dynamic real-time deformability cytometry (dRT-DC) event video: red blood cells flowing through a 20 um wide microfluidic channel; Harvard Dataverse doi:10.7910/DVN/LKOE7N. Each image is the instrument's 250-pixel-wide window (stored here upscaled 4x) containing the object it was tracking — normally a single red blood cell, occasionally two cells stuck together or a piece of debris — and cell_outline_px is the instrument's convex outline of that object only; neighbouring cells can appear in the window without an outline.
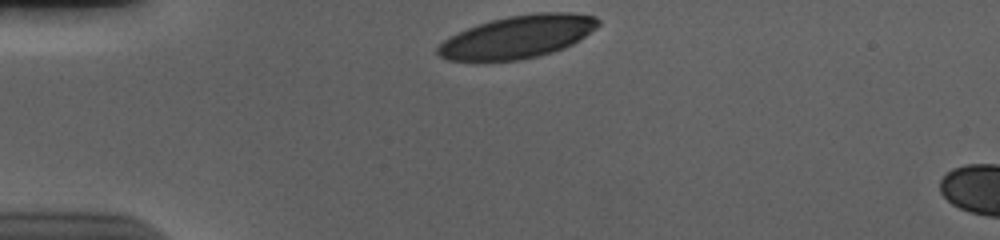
{"species": "human", "species_latin": "Homo sapiens", "temperature_condition": "cold", "stored_images_in_passage": 6, "camera_frame_rate_fps": 3000, "um_per_image_px": 0.085, "donor": {"sex": "male"}, "frame": {"image": 1, "passage_image": 1, "time_ms": 0.0, "image_size_px": [1000, 240], "cell_outline_px": [[600, 24], [596, 28], [572, 44], [564, 48], [540, 56], [520, 60], [448, 60], [440, 56], [436, 52], [436, 48], [448, 36], [468, 28], [492, 20], [508, 16], [536, 12], [568, 12], [596, 16], [600, 20]], "centroid_in_image_um": [44.02, 3.12], "position_along_channel_um": 41.0, "area_um2": 39.71}}